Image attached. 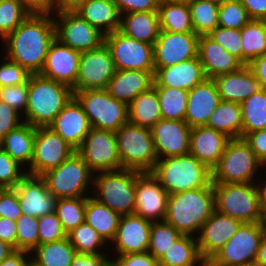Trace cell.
I'll use <instances>...</instances> for the list:
<instances>
[{
    "instance_id": "obj_57",
    "label": "cell",
    "mask_w": 266,
    "mask_h": 266,
    "mask_svg": "<svg viewBox=\"0 0 266 266\" xmlns=\"http://www.w3.org/2000/svg\"><path fill=\"white\" fill-rule=\"evenodd\" d=\"M120 16L131 12L158 11L159 0H114Z\"/></svg>"
},
{
    "instance_id": "obj_71",
    "label": "cell",
    "mask_w": 266,
    "mask_h": 266,
    "mask_svg": "<svg viewBox=\"0 0 266 266\" xmlns=\"http://www.w3.org/2000/svg\"><path fill=\"white\" fill-rule=\"evenodd\" d=\"M160 2H169L175 4H185L188 5L192 0H159Z\"/></svg>"
},
{
    "instance_id": "obj_18",
    "label": "cell",
    "mask_w": 266,
    "mask_h": 266,
    "mask_svg": "<svg viewBox=\"0 0 266 266\" xmlns=\"http://www.w3.org/2000/svg\"><path fill=\"white\" fill-rule=\"evenodd\" d=\"M168 197V192L152 172L138 173L134 214L152 222L164 221Z\"/></svg>"
},
{
    "instance_id": "obj_15",
    "label": "cell",
    "mask_w": 266,
    "mask_h": 266,
    "mask_svg": "<svg viewBox=\"0 0 266 266\" xmlns=\"http://www.w3.org/2000/svg\"><path fill=\"white\" fill-rule=\"evenodd\" d=\"M115 72L114 61L105 43L96 49L81 52L77 80L72 90L106 89Z\"/></svg>"
},
{
    "instance_id": "obj_20",
    "label": "cell",
    "mask_w": 266,
    "mask_h": 266,
    "mask_svg": "<svg viewBox=\"0 0 266 266\" xmlns=\"http://www.w3.org/2000/svg\"><path fill=\"white\" fill-rule=\"evenodd\" d=\"M243 223L217 211L204 222L197 242L202 259L208 263L228 240L238 231Z\"/></svg>"
},
{
    "instance_id": "obj_4",
    "label": "cell",
    "mask_w": 266,
    "mask_h": 266,
    "mask_svg": "<svg viewBox=\"0 0 266 266\" xmlns=\"http://www.w3.org/2000/svg\"><path fill=\"white\" fill-rule=\"evenodd\" d=\"M151 172L168 194L213 187L212 170L190 153L160 158Z\"/></svg>"
},
{
    "instance_id": "obj_61",
    "label": "cell",
    "mask_w": 266,
    "mask_h": 266,
    "mask_svg": "<svg viewBox=\"0 0 266 266\" xmlns=\"http://www.w3.org/2000/svg\"><path fill=\"white\" fill-rule=\"evenodd\" d=\"M112 256L76 253L71 266H105Z\"/></svg>"
},
{
    "instance_id": "obj_16",
    "label": "cell",
    "mask_w": 266,
    "mask_h": 266,
    "mask_svg": "<svg viewBox=\"0 0 266 266\" xmlns=\"http://www.w3.org/2000/svg\"><path fill=\"white\" fill-rule=\"evenodd\" d=\"M53 16L56 38L70 48L84 52L104 43L105 35L76 12H53Z\"/></svg>"
},
{
    "instance_id": "obj_46",
    "label": "cell",
    "mask_w": 266,
    "mask_h": 266,
    "mask_svg": "<svg viewBox=\"0 0 266 266\" xmlns=\"http://www.w3.org/2000/svg\"><path fill=\"white\" fill-rule=\"evenodd\" d=\"M181 236L179 231L165 221L152 222L148 252L159 260Z\"/></svg>"
},
{
    "instance_id": "obj_25",
    "label": "cell",
    "mask_w": 266,
    "mask_h": 266,
    "mask_svg": "<svg viewBox=\"0 0 266 266\" xmlns=\"http://www.w3.org/2000/svg\"><path fill=\"white\" fill-rule=\"evenodd\" d=\"M220 101V96L213 79L206 78L191 90L184 121L191 127L205 126Z\"/></svg>"
},
{
    "instance_id": "obj_5",
    "label": "cell",
    "mask_w": 266,
    "mask_h": 266,
    "mask_svg": "<svg viewBox=\"0 0 266 266\" xmlns=\"http://www.w3.org/2000/svg\"><path fill=\"white\" fill-rule=\"evenodd\" d=\"M140 171L122 169L93 176L91 196L121 215L134 214L136 179Z\"/></svg>"
},
{
    "instance_id": "obj_52",
    "label": "cell",
    "mask_w": 266,
    "mask_h": 266,
    "mask_svg": "<svg viewBox=\"0 0 266 266\" xmlns=\"http://www.w3.org/2000/svg\"><path fill=\"white\" fill-rule=\"evenodd\" d=\"M39 245L52 243L67 237L56 212L38 218Z\"/></svg>"
},
{
    "instance_id": "obj_40",
    "label": "cell",
    "mask_w": 266,
    "mask_h": 266,
    "mask_svg": "<svg viewBox=\"0 0 266 266\" xmlns=\"http://www.w3.org/2000/svg\"><path fill=\"white\" fill-rule=\"evenodd\" d=\"M243 64L248 65L253 59L266 54V22L250 20L241 29Z\"/></svg>"
},
{
    "instance_id": "obj_10",
    "label": "cell",
    "mask_w": 266,
    "mask_h": 266,
    "mask_svg": "<svg viewBox=\"0 0 266 266\" xmlns=\"http://www.w3.org/2000/svg\"><path fill=\"white\" fill-rule=\"evenodd\" d=\"M88 117L90 126L116 132L128 122V105L105 89L73 92Z\"/></svg>"
},
{
    "instance_id": "obj_24",
    "label": "cell",
    "mask_w": 266,
    "mask_h": 266,
    "mask_svg": "<svg viewBox=\"0 0 266 266\" xmlns=\"http://www.w3.org/2000/svg\"><path fill=\"white\" fill-rule=\"evenodd\" d=\"M76 151L82 146L91 126L81 104L73 96L49 125Z\"/></svg>"
},
{
    "instance_id": "obj_30",
    "label": "cell",
    "mask_w": 266,
    "mask_h": 266,
    "mask_svg": "<svg viewBox=\"0 0 266 266\" xmlns=\"http://www.w3.org/2000/svg\"><path fill=\"white\" fill-rule=\"evenodd\" d=\"M154 73L139 70H116L105 89L112 97L129 105L154 82Z\"/></svg>"
},
{
    "instance_id": "obj_28",
    "label": "cell",
    "mask_w": 266,
    "mask_h": 266,
    "mask_svg": "<svg viewBox=\"0 0 266 266\" xmlns=\"http://www.w3.org/2000/svg\"><path fill=\"white\" fill-rule=\"evenodd\" d=\"M198 57L207 78L213 79L240 69L244 64L228 53L219 43L208 35L199 36Z\"/></svg>"
},
{
    "instance_id": "obj_21",
    "label": "cell",
    "mask_w": 266,
    "mask_h": 266,
    "mask_svg": "<svg viewBox=\"0 0 266 266\" xmlns=\"http://www.w3.org/2000/svg\"><path fill=\"white\" fill-rule=\"evenodd\" d=\"M81 52L70 48L55 37L40 75L73 87L77 80Z\"/></svg>"
},
{
    "instance_id": "obj_45",
    "label": "cell",
    "mask_w": 266,
    "mask_h": 266,
    "mask_svg": "<svg viewBox=\"0 0 266 266\" xmlns=\"http://www.w3.org/2000/svg\"><path fill=\"white\" fill-rule=\"evenodd\" d=\"M55 212L66 234L85 222L86 197L58 198Z\"/></svg>"
},
{
    "instance_id": "obj_54",
    "label": "cell",
    "mask_w": 266,
    "mask_h": 266,
    "mask_svg": "<svg viewBox=\"0 0 266 266\" xmlns=\"http://www.w3.org/2000/svg\"><path fill=\"white\" fill-rule=\"evenodd\" d=\"M5 62L0 64V88L25 83L29 76L23 67L3 56Z\"/></svg>"
},
{
    "instance_id": "obj_62",
    "label": "cell",
    "mask_w": 266,
    "mask_h": 266,
    "mask_svg": "<svg viewBox=\"0 0 266 266\" xmlns=\"http://www.w3.org/2000/svg\"><path fill=\"white\" fill-rule=\"evenodd\" d=\"M32 14H53L54 0H19Z\"/></svg>"
},
{
    "instance_id": "obj_72",
    "label": "cell",
    "mask_w": 266,
    "mask_h": 266,
    "mask_svg": "<svg viewBox=\"0 0 266 266\" xmlns=\"http://www.w3.org/2000/svg\"><path fill=\"white\" fill-rule=\"evenodd\" d=\"M204 1H210V2H213L214 4L220 6V5H222L225 2L230 1V0H204Z\"/></svg>"
},
{
    "instance_id": "obj_27",
    "label": "cell",
    "mask_w": 266,
    "mask_h": 266,
    "mask_svg": "<svg viewBox=\"0 0 266 266\" xmlns=\"http://www.w3.org/2000/svg\"><path fill=\"white\" fill-rule=\"evenodd\" d=\"M230 139L226 134L206 125L193 127L189 153L212 170L218 164Z\"/></svg>"
},
{
    "instance_id": "obj_44",
    "label": "cell",
    "mask_w": 266,
    "mask_h": 266,
    "mask_svg": "<svg viewBox=\"0 0 266 266\" xmlns=\"http://www.w3.org/2000/svg\"><path fill=\"white\" fill-rule=\"evenodd\" d=\"M188 6L195 34L209 35L218 26V5L210 1L192 0Z\"/></svg>"
},
{
    "instance_id": "obj_66",
    "label": "cell",
    "mask_w": 266,
    "mask_h": 266,
    "mask_svg": "<svg viewBox=\"0 0 266 266\" xmlns=\"http://www.w3.org/2000/svg\"><path fill=\"white\" fill-rule=\"evenodd\" d=\"M89 0H54L53 12H74Z\"/></svg>"
},
{
    "instance_id": "obj_50",
    "label": "cell",
    "mask_w": 266,
    "mask_h": 266,
    "mask_svg": "<svg viewBox=\"0 0 266 266\" xmlns=\"http://www.w3.org/2000/svg\"><path fill=\"white\" fill-rule=\"evenodd\" d=\"M23 168L0 147V189H14L27 175Z\"/></svg>"
},
{
    "instance_id": "obj_31",
    "label": "cell",
    "mask_w": 266,
    "mask_h": 266,
    "mask_svg": "<svg viewBox=\"0 0 266 266\" xmlns=\"http://www.w3.org/2000/svg\"><path fill=\"white\" fill-rule=\"evenodd\" d=\"M74 12L104 35L120 29L121 16L114 0H89Z\"/></svg>"
},
{
    "instance_id": "obj_29",
    "label": "cell",
    "mask_w": 266,
    "mask_h": 266,
    "mask_svg": "<svg viewBox=\"0 0 266 266\" xmlns=\"http://www.w3.org/2000/svg\"><path fill=\"white\" fill-rule=\"evenodd\" d=\"M220 100L242 103L253 93L261 89L259 81L248 65L237 71L213 78Z\"/></svg>"
},
{
    "instance_id": "obj_73",
    "label": "cell",
    "mask_w": 266,
    "mask_h": 266,
    "mask_svg": "<svg viewBox=\"0 0 266 266\" xmlns=\"http://www.w3.org/2000/svg\"><path fill=\"white\" fill-rule=\"evenodd\" d=\"M105 266H118V264L113 259H110Z\"/></svg>"
},
{
    "instance_id": "obj_59",
    "label": "cell",
    "mask_w": 266,
    "mask_h": 266,
    "mask_svg": "<svg viewBox=\"0 0 266 266\" xmlns=\"http://www.w3.org/2000/svg\"><path fill=\"white\" fill-rule=\"evenodd\" d=\"M243 139L248 143L257 159L266 165V129L251 132Z\"/></svg>"
},
{
    "instance_id": "obj_33",
    "label": "cell",
    "mask_w": 266,
    "mask_h": 266,
    "mask_svg": "<svg viewBox=\"0 0 266 266\" xmlns=\"http://www.w3.org/2000/svg\"><path fill=\"white\" fill-rule=\"evenodd\" d=\"M35 135L36 127L23 122L0 141V147L24 169H27L33 158Z\"/></svg>"
},
{
    "instance_id": "obj_32",
    "label": "cell",
    "mask_w": 266,
    "mask_h": 266,
    "mask_svg": "<svg viewBox=\"0 0 266 266\" xmlns=\"http://www.w3.org/2000/svg\"><path fill=\"white\" fill-rule=\"evenodd\" d=\"M119 30L128 37L154 45L161 31L158 11L121 15Z\"/></svg>"
},
{
    "instance_id": "obj_9",
    "label": "cell",
    "mask_w": 266,
    "mask_h": 266,
    "mask_svg": "<svg viewBox=\"0 0 266 266\" xmlns=\"http://www.w3.org/2000/svg\"><path fill=\"white\" fill-rule=\"evenodd\" d=\"M215 209L242 223L260 221L261 203L256 182L213 183Z\"/></svg>"
},
{
    "instance_id": "obj_41",
    "label": "cell",
    "mask_w": 266,
    "mask_h": 266,
    "mask_svg": "<svg viewBox=\"0 0 266 266\" xmlns=\"http://www.w3.org/2000/svg\"><path fill=\"white\" fill-rule=\"evenodd\" d=\"M158 15L160 29L163 31L194 32L188 5L160 2Z\"/></svg>"
},
{
    "instance_id": "obj_67",
    "label": "cell",
    "mask_w": 266,
    "mask_h": 266,
    "mask_svg": "<svg viewBox=\"0 0 266 266\" xmlns=\"http://www.w3.org/2000/svg\"><path fill=\"white\" fill-rule=\"evenodd\" d=\"M255 263L258 266H266V235L262 237Z\"/></svg>"
},
{
    "instance_id": "obj_7",
    "label": "cell",
    "mask_w": 266,
    "mask_h": 266,
    "mask_svg": "<svg viewBox=\"0 0 266 266\" xmlns=\"http://www.w3.org/2000/svg\"><path fill=\"white\" fill-rule=\"evenodd\" d=\"M115 133L122 169L151 172L158 157L150 128L128 121Z\"/></svg>"
},
{
    "instance_id": "obj_17",
    "label": "cell",
    "mask_w": 266,
    "mask_h": 266,
    "mask_svg": "<svg viewBox=\"0 0 266 266\" xmlns=\"http://www.w3.org/2000/svg\"><path fill=\"white\" fill-rule=\"evenodd\" d=\"M199 36L194 32L160 31L154 43V68H163L198 57Z\"/></svg>"
},
{
    "instance_id": "obj_75",
    "label": "cell",
    "mask_w": 266,
    "mask_h": 266,
    "mask_svg": "<svg viewBox=\"0 0 266 266\" xmlns=\"http://www.w3.org/2000/svg\"><path fill=\"white\" fill-rule=\"evenodd\" d=\"M244 266H258L256 263L249 264V265H244Z\"/></svg>"
},
{
    "instance_id": "obj_47",
    "label": "cell",
    "mask_w": 266,
    "mask_h": 266,
    "mask_svg": "<svg viewBox=\"0 0 266 266\" xmlns=\"http://www.w3.org/2000/svg\"><path fill=\"white\" fill-rule=\"evenodd\" d=\"M29 15L30 12L19 0H2L0 2V40L3 41Z\"/></svg>"
},
{
    "instance_id": "obj_6",
    "label": "cell",
    "mask_w": 266,
    "mask_h": 266,
    "mask_svg": "<svg viewBox=\"0 0 266 266\" xmlns=\"http://www.w3.org/2000/svg\"><path fill=\"white\" fill-rule=\"evenodd\" d=\"M261 170L265 167L248 143L243 138H233L228 141L218 164L212 169V183L257 182Z\"/></svg>"
},
{
    "instance_id": "obj_60",
    "label": "cell",
    "mask_w": 266,
    "mask_h": 266,
    "mask_svg": "<svg viewBox=\"0 0 266 266\" xmlns=\"http://www.w3.org/2000/svg\"><path fill=\"white\" fill-rule=\"evenodd\" d=\"M0 239L17 250V224L7 217H0Z\"/></svg>"
},
{
    "instance_id": "obj_51",
    "label": "cell",
    "mask_w": 266,
    "mask_h": 266,
    "mask_svg": "<svg viewBox=\"0 0 266 266\" xmlns=\"http://www.w3.org/2000/svg\"><path fill=\"white\" fill-rule=\"evenodd\" d=\"M208 36L219 43L228 53L234 55L243 63L240 29L217 26Z\"/></svg>"
},
{
    "instance_id": "obj_13",
    "label": "cell",
    "mask_w": 266,
    "mask_h": 266,
    "mask_svg": "<svg viewBox=\"0 0 266 266\" xmlns=\"http://www.w3.org/2000/svg\"><path fill=\"white\" fill-rule=\"evenodd\" d=\"M77 152L94 174L122 170L114 131L91 127Z\"/></svg>"
},
{
    "instance_id": "obj_22",
    "label": "cell",
    "mask_w": 266,
    "mask_h": 266,
    "mask_svg": "<svg viewBox=\"0 0 266 266\" xmlns=\"http://www.w3.org/2000/svg\"><path fill=\"white\" fill-rule=\"evenodd\" d=\"M151 224L152 221L136 214L122 215L110 250L115 249V256L148 252Z\"/></svg>"
},
{
    "instance_id": "obj_11",
    "label": "cell",
    "mask_w": 266,
    "mask_h": 266,
    "mask_svg": "<svg viewBox=\"0 0 266 266\" xmlns=\"http://www.w3.org/2000/svg\"><path fill=\"white\" fill-rule=\"evenodd\" d=\"M264 233L259 222L243 223L209 266H244L255 263Z\"/></svg>"
},
{
    "instance_id": "obj_23",
    "label": "cell",
    "mask_w": 266,
    "mask_h": 266,
    "mask_svg": "<svg viewBox=\"0 0 266 266\" xmlns=\"http://www.w3.org/2000/svg\"><path fill=\"white\" fill-rule=\"evenodd\" d=\"M23 214L40 218L55 211L57 197L40 176L26 175L14 188Z\"/></svg>"
},
{
    "instance_id": "obj_70",
    "label": "cell",
    "mask_w": 266,
    "mask_h": 266,
    "mask_svg": "<svg viewBox=\"0 0 266 266\" xmlns=\"http://www.w3.org/2000/svg\"><path fill=\"white\" fill-rule=\"evenodd\" d=\"M259 224L264 235H266V206H261V216Z\"/></svg>"
},
{
    "instance_id": "obj_65",
    "label": "cell",
    "mask_w": 266,
    "mask_h": 266,
    "mask_svg": "<svg viewBox=\"0 0 266 266\" xmlns=\"http://www.w3.org/2000/svg\"><path fill=\"white\" fill-rule=\"evenodd\" d=\"M30 256L31 252L15 250L0 264V266H26L31 260Z\"/></svg>"
},
{
    "instance_id": "obj_64",
    "label": "cell",
    "mask_w": 266,
    "mask_h": 266,
    "mask_svg": "<svg viewBox=\"0 0 266 266\" xmlns=\"http://www.w3.org/2000/svg\"><path fill=\"white\" fill-rule=\"evenodd\" d=\"M248 66L259 81L261 88L266 89V54L253 59Z\"/></svg>"
},
{
    "instance_id": "obj_34",
    "label": "cell",
    "mask_w": 266,
    "mask_h": 266,
    "mask_svg": "<svg viewBox=\"0 0 266 266\" xmlns=\"http://www.w3.org/2000/svg\"><path fill=\"white\" fill-rule=\"evenodd\" d=\"M122 215L101 204L94 197H86L85 222L109 245L114 239Z\"/></svg>"
},
{
    "instance_id": "obj_69",
    "label": "cell",
    "mask_w": 266,
    "mask_h": 266,
    "mask_svg": "<svg viewBox=\"0 0 266 266\" xmlns=\"http://www.w3.org/2000/svg\"><path fill=\"white\" fill-rule=\"evenodd\" d=\"M14 251L12 245L0 239V264Z\"/></svg>"
},
{
    "instance_id": "obj_26",
    "label": "cell",
    "mask_w": 266,
    "mask_h": 266,
    "mask_svg": "<svg viewBox=\"0 0 266 266\" xmlns=\"http://www.w3.org/2000/svg\"><path fill=\"white\" fill-rule=\"evenodd\" d=\"M153 87H173L191 90L207 77L199 57L178 64L155 68Z\"/></svg>"
},
{
    "instance_id": "obj_56",
    "label": "cell",
    "mask_w": 266,
    "mask_h": 266,
    "mask_svg": "<svg viewBox=\"0 0 266 266\" xmlns=\"http://www.w3.org/2000/svg\"><path fill=\"white\" fill-rule=\"evenodd\" d=\"M23 122L22 115L18 111L6 102L0 101V141Z\"/></svg>"
},
{
    "instance_id": "obj_3",
    "label": "cell",
    "mask_w": 266,
    "mask_h": 266,
    "mask_svg": "<svg viewBox=\"0 0 266 266\" xmlns=\"http://www.w3.org/2000/svg\"><path fill=\"white\" fill-rule=\"evenodd\" d=\"M73 96L71 87L32 74L28 78V103L23 121L34 127L49 126Z\"/></svg>"
},
{
    "instance_id": "obj_53",
    "label": "cell",
    "mask_w": 266,
    "mask_h": 266,
    "mask_svg": "<svg viewBox=\"0 0 266 266\" xmlns=\"http://www.w3.org/2000/svg\"><path fill=\"white\" fill-rule=\"evenodd\" d=\"M0 101L6 102L23 116L28 103V80L20 85L1 87Z\"/></svg>"
},
{
    "instance_id": "obj_55",
    "label": "cell",
    "mask_w": 266,
    "mask_h": 266,
    "mask_svg": "<svg viewBox=\"0 0 266 266\" xmlns=\"http://www.w3.org/2000/svg\"><path fill=\"white\" fill-rule=\"evenodd\" d=\"M22 214L17 192L14 189H0V217L16 221Z\"/></svg>"
},
{
    "instance_id": "obj_2",
    "label": "cell",
    "mask_w": 266,
    "mask_h": 266,
    "mask_svg": "<svg viewBox=\"0 0 266 266\" xmlns=\"http://www.w3.org/2000/svg\"><path fill=\"white\" fill-rule=\"evenodd\" d=\"M214 210L213 187L177 192L169 194L164 221L172 225L182 235L197 237L204 222Z\"/></svg>"
},
{
    "instance_id": "obj_38",
    "label": "cell",
    "mask_w": 266,
    "mask_h": 266,
    "mask_svg": "<svg viewBox=\"0 0 266 266\" xmlns=\"http://www.w3.org/2000/svg\"><path fill=\"white\" fill-rule=\"evenodd\" d=\"M76 250L68 237L38 245L31 252V261L37 266H71Z\"/></svg>"
},
{
    "instance_id": "obj_14",
    "label": "cell",
    "mask_w": 266,
    "mask_h": 266,
    "mask_svg": "<svg viewBox=\"0 0 266 266\" xmlns=\"http://www.w3.org/2000/svg\"><path fill=\"white\" fill-rule=\"evenodd\" d=\"M76 150L65 142L51 127H36L33 158L26 169L28 175L41 176L57 168Z\"/></svg>"
},
{
    "instance_id": "obj_74",
    "label": "cell",
    "mask_w": 266,
    "mask_h": 266,
    "mask_svg": "<svg viewBox=\"0 0 266 266\" xmlns=\"http://www.w3.org/2000/svg\"><path fill=\"white\" fill-rule=\"evenodd\" d=\"M26 266H37V265L30 260V262Z\"/></svg>"
},
{
    "instance_id": "obj_42",
    "label": "cell",
    "mask_w": 266,
    "mask_h": 266,
    "mask_svg": "<svg viewBox=\"0 0 266 266\" xmlns=\"http://www.w3.org/2000/svg\"><path fill=\"white\" fill-rule=\"evenodd\" d=\"M158 94L162 119L184 120L188 90L173 87H154Z\"/></svg>"
},
{
    "instance_id": "obj_58",
    "label": "cell",
    "mask_w": 266,
    "mask_h": 266,
    "mask_svg": "<svg viewBox=\"0 0 266 266\" xmlns=\"http://www.w3.org/2000/svg\"><path fill=\"white\" fill-rule=\"evenodd\" d=\"M111 259H113L118 266H162L149 252L129 253L116 257L114 256Z\"/></svg>"
},
{
    "instance_id": "obj_63",
    "label": "cell",
    "mask_w": 266,
    "mask_h": 266,
    "mask_svg": "<svg viewBox=\"0 0 266 266\" xmlns=\"http://www.w3.org/2000/svg\"><path fill=\"white\" fill-rule=\"evenodd\" d=\"M251 20L266 19V0H240Z\"/></svg>"
},
{
    "instance_id": "obj_12",
    "label": "cell",
    "mask_w": 266,
    "mask_h": 266,
    "mask_svg": "<svg viewBox=\"0 0 266 266\" xmlns=\"http://www.w3.org/2000/svg\"><path fill=\"white\" fill-rule=\"evenodd\" d=\"M104 43L110 50L116 70L155 72L152 44L128 37L120 30L105 35Z\"/></svg>"
},
{
    "instance_id": "obj_49",
    "label": "cell",
    "mask_w": 266,
    "mask_h": 266,
    "mask_svg": "<svg viewBox=\"0 0 266 266\" xmlns=\"http://www.w3.org/2000/svg\"><path fill=\"white\" fill-rule=\"evenodd\" d=\"M16 224L17 250L32 252L39 245L38 218L22 214Z\"/></svg>"
},
{
    "instance_id": "obj_19",
    "label": "cell",
    "mask_w": 266,
    "mask_h": 266,
    "mask_svg": "<svg viewBox=\"0 0 266 266\" xmlns=\"http://www.w3.org/2000/svg\"><path fill=\"white\" fill-rule=\"evenodd\" d=\"M191 129L184 120H159L150 129L158 159L189 154Z\"/></svg>"
},
{
    "instance_id": "obj_35",
    "label": "cell",
    "mask_w": 266,
    "mask_h": 266,
    "mask_svg": "<svg viewBox=\"0 0 266 266\" xmlns=\"http://www.w3.org/2000/svg\"><path fill=\"white\" fill-rule=\"evenodd\" d=\"M162 119L158 94L151 86L128 105V121L145 128H152Z\"/></svg>"
},
{
    "instance_id": "obj_43",
    "label": "cell",
    "mask_w": 266,
    "mask_h": 266,
    "mask_svg": "<svg viewBox=\"0 0 266 266\" xmlns=\"http://www.w3.org/2000/svg\"><path fill=\"white\" fill-rule=\"evenodd\" d=\"M67 237L77 253L110 256V253L105 252L110 245L86 222L69 232Z\"/></svg>"
},
{
    "instance_id": "obj_36",
    "label": "cell",
    "mask_w": 266,
    "mask_h": 266,
    "mask_svg": "<svg viewBox=\"0 0 266 266\" xmlns=\"http://www.w3.org/2000/svg\"><path fill=\"white\" fill-rule=\"evenodd\" d=\"M206 126L226 134L231 139L242 138L243 121L240 103L220 100Z\"/></svg>"
},
{
    "instance_id": "obj_37",
    "label": "cell",
    "mask_w": 266,
    "mask_h": 266,
    "mask_svg": "<svg viewBox=\"0 0 266 266\" xmlns=\"http://www.w3.org/2000/svg\"><path fill=\"white\" fill-rule=\"evenodd\" d=\"M162 266H203L197 237L182 235L158 260Z\"/></svg>"
},
{
    "instance_id": "obj_8",
    "label": "cell",
    "mask_w": 266,
    "mask_h": 266,
    "mask_svg": "<svg viewBox=\"0 0 266 266\" xmlns=\"http://www.w3.org/2000/svg\"><path fill=\"white\" fill-rule=\"evenodd\" d=\"M93 176L94 173L76 151L57 168L45 172L40 177L45 181L49 192L57 198H77L92 195L88 193L93 189Z\"/></svg>"
},
{
    "instance_id": "obj_1",
    "label": "cell",
    "mask_w": 266,
    "mask_h": 266,
    "mask_svg": "<svg viewBox=\"0 0 266 266\" xmlns=\"http://www.w3.org/2000/svg\"><path fill=\"white\" fill-rule=\"evenodd\" d=\"M55 37L53 14L30 13L11 34L1 41L4 45L3 56L18 63L31 75L39 74Z\"/></svg>"
},
{
    "instance_id": "obj_39",
    "label": "cell",
    "mask_w": 266,
    "mask_h": 266,
    "mask_svg": "<svg viewBox=\"0 0 266 266\" xmlns=\"http://www.w3.org/2000/svg\"><path fill=\"white\" fill-rule=\"evenodd\" d=\"M242 138L247 134L266 129V89L261 88L241 104Z\"/></svg>"
},
{
    "instance_id": "obj_48",
    "label": "cell",
    "mask_w": 266,
    "mask_h": 266,
    "mask_svg": "<svg viewBox=\"0 0 266 266\" xmlns=\"http://www.w3.org/2000/svg\"><path fill=\"white\" fill-rule=\"evenodd\" d=\"M250 20L240 0H230L219 6L218 26L241 30Z\"/></svg>"
},
{
    "instance_id": "obj_68",
    "label": "cell",
    "mask_w": 266,
    "mask_h": 266,
    "mask_svg": "<svg viewBox=\"0 0 266 266\" xmlns=\"http://www.w3.org/2000/svg\"><path fill=\"white\" fill-rule=\"evenodd\" d=\"M263 167H266V165H263ZM261 177L262 174L258 176L256 184L259 192L261 206H266V179H261Z\"/></svg>"
}]
</instances>
